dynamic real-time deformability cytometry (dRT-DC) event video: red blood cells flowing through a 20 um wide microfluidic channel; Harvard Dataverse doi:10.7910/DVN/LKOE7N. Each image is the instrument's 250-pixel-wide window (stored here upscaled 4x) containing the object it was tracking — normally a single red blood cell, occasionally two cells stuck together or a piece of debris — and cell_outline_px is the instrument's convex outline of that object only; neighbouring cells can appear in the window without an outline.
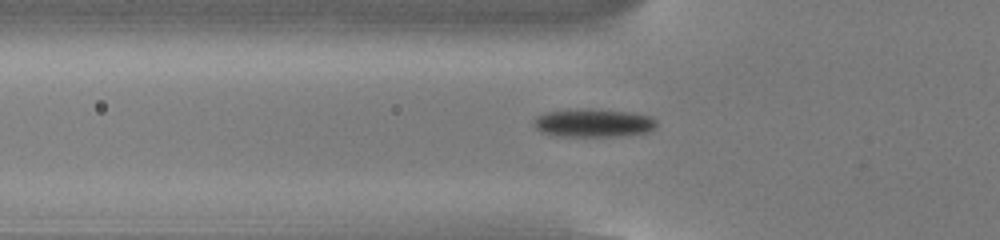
{"species": "common noctule bat (a hibernating species)", "species_latin": "Nyctalus noctula", "temperature_condition": "cold", "stored_images_in_passage": 54, "camera_frame_rate_fps": 3000, "um_per_image_px": 0.085, "animal": {"sex": "male", "body_mass_g": 13.0, "forearm_length_mm": 53.1}, "frame": {"image": 1, "passage_image": 19, "time_ms": 6.0, "image_size_px": [1000, 240], "cell_outline_px": [[656, 128], [648, 132], [620, 136], [560, 136], [540, 132], [532, 124], [532, 120], [536, 116], [548, 112], [632, 112], [652, 116], [656, 120]], "centroid_in_image_um": [50.48, 10.51], "position_along_channel_um": 75.3, "area_um2": 19.19}}
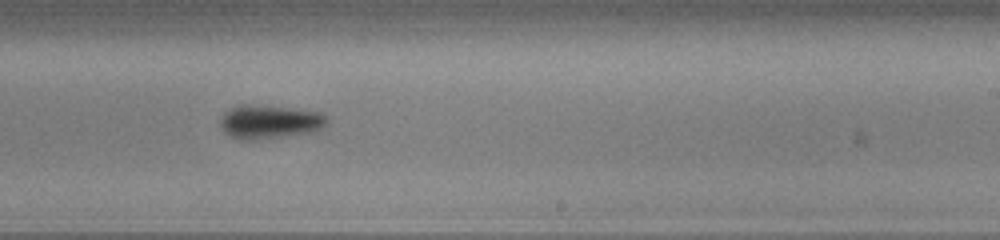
{"frame": {"image": 2, "passage_image": 34, "time_ms": 11.0, "image_size_px": [1000, 240], "cell_outline_px": [[328, 120], [324, 128], [316, 132], [288, 136], [252, 140], [236, 140], [224, 132], [220, 128], [220, 120], [224, 112], [240, 104], [244, 104], [284, 108], [320, 112], [328, 116]], "centroid_in_image_um": [22.92, 10.38], "position_along_channel_um": 266.1, "area_um2": 21.15}}
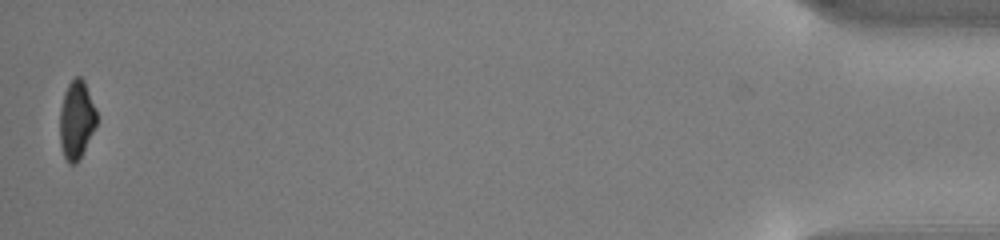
{"frame": {"image": 3, "passage_image": 54, "time_ms": 17.667, "image_size_px": [1000, 240], "cell_outline_px": [[96, 124], [76, 164], [68, 164], [64, 156], [60, 144], [60, 108], [64, 92], [68, 84], [76, 76], [80, 76], [84, 80], [96, 108]], "centroid_in_image_um": [6.48, 10.15], "position_along_channel_um": 428.7, "area_um2": 16.59}, "authors_computed_cell_mechanics": {"area_um2": 18.6983, "velocity_mm_per_s": 3.8226, "shape_relaxation_time_tau1_ms": 1.7161, "shape_relaxation_time_tau2_ms": null, "deformation_change_tau1": 0.1173, "deformation_change_tau2": null}}